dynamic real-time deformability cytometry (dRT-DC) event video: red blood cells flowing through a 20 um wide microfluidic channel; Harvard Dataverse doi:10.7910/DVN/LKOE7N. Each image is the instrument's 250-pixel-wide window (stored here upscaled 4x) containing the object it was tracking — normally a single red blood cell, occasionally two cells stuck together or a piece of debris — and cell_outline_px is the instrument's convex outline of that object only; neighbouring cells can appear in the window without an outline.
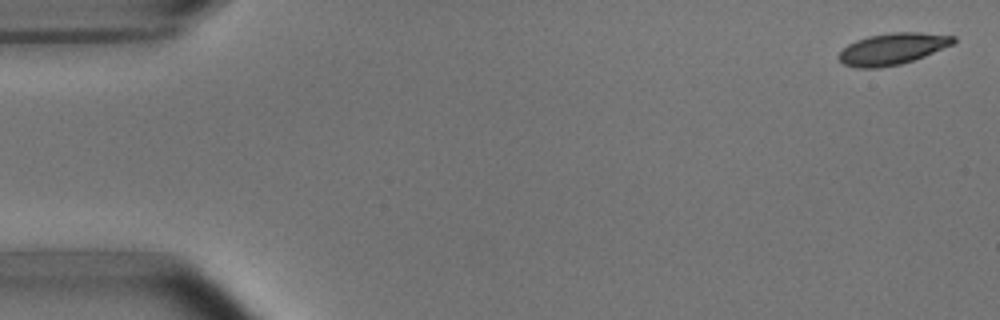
{"species": "common noctule bat (a hibernating species)", "species_latin": "Nyctalus noctula", "temperature_condition": "room temperature", "stored_images_in_passage": 4, "camera_frame_rate_fps": 3000, "um_per_image_px": 0.085, "animal": {"sex": "male", "body_mass_g": 15.6}, "frame": {"image": 1, "passage_image": 1, "time_ms": 0.0, "image_size_px": [1000, 320], "cell_outline_px": [[956, 40], [952, 44], [924, 56], [900, 64], [880, 68], [856, 68], [844, 64], [836, 56], [848, 44], [856, 40], [868, 36], [892, 32], [920, 32], [956, 36]], "centroid_in_image_um": [75.83, 4.15], "position_along_channel_um": 9.2, "area_um2": 20.98}}
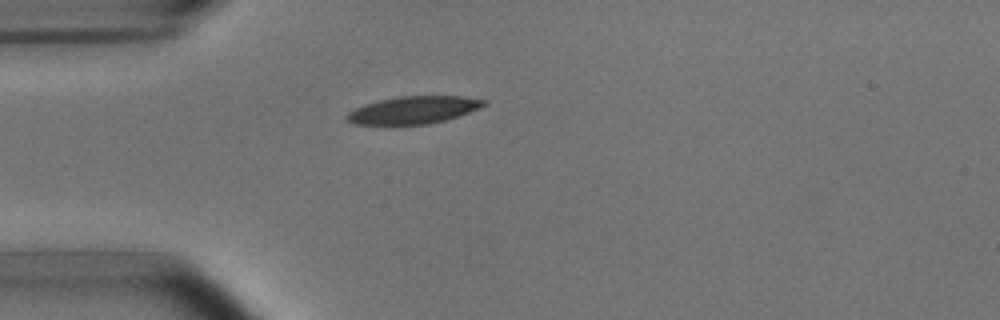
{"frame": {"image": 2, "passage_image": 4, "time_ms": 4.333, "image_size_px": [1000, 320], "cell_outline_px": [[488, 104], [480, 108], [444, 120], [428, 124], [352, 124], [344, 120], [344, 116], [348, 112], [364, 104], [380, 100], [400, 96], [464, 96], [488, 100]], "centroid_in_image_um": [35.13, 9.34], "position_along_channel_um": 49.9, "area_um2": 21.91}}